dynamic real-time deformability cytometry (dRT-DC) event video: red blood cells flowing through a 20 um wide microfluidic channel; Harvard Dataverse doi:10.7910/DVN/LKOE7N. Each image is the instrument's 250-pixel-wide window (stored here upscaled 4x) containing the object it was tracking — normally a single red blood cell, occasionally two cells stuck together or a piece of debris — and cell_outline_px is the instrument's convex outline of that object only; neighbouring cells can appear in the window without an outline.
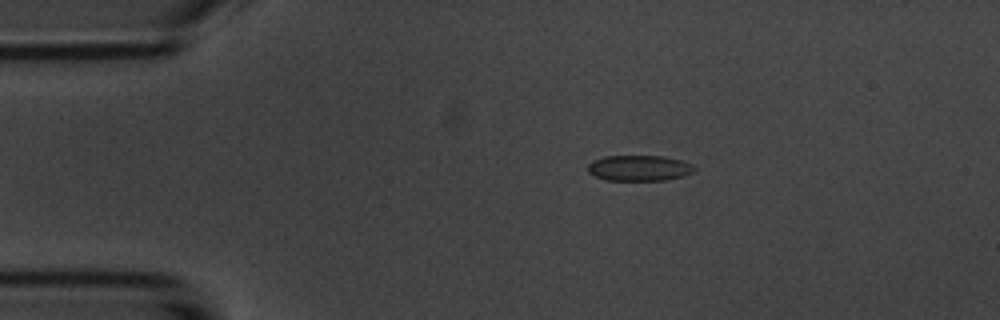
{"species": "common noctule bat (a hibernating species)", "species_latin": "Nyctalus noctula", "temperature_condition": "room temperature", "stored_images_in_passage": 3, "camera_frame_rate_fps": 3000, "um_per_image_px": 0.085, "animal": {"sex": "male", "body_mass_g": 20.1, "forearm_length_mm": 53.5}, "frame": {"image": 1, "passage_image": 2, "time_ms": 1.333, "image_size_px": [1000, 320], "cell_outline_px": [[696, 168], [692, 172], [684, 176], [668, 180], [604, 180], [588, 172], [588, 164], [592, 160], [604, 156], [664, 156], [680, 160], [692, 164]], "centroid_in_image_um": [54.33, 14.28], "position_along_channel_um": 30.7, "area_um2": 16.01}}